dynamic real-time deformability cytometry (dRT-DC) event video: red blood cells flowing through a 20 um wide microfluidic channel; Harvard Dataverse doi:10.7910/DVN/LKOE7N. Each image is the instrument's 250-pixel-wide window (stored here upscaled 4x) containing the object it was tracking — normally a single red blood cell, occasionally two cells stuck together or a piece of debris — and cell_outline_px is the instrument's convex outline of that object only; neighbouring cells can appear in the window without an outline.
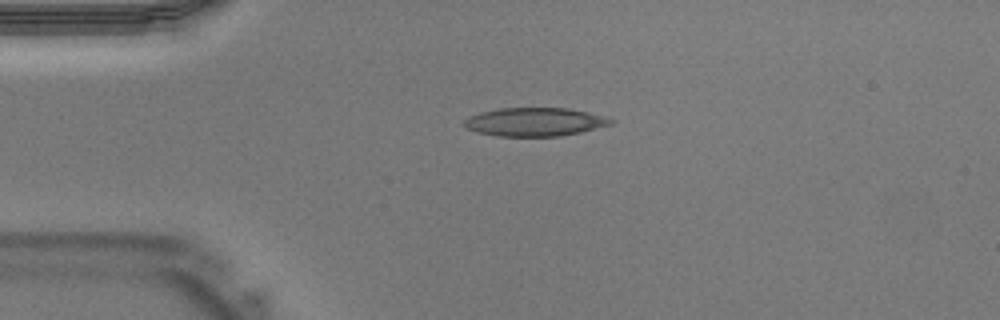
{"species": "Egyptian fruit bat (a non-hibernating species)", "species_latin": "Rousettus aegyptiacus", "temperature_condition": "warm", "stored_images_in_passage": 32, "camera_frame_rate_fps": 3000, "um_per_image_px": 0.085, "animal": {"sex": "male"}, "frame": {"image": 1, "passage_image": 1, "time_ms": 0.0, "image_size_px": [1000, 320], "cell_outline_px": [[616, 120], [612, 124], [580, 132], [560, 136], [496, 136], [476, 132], [464, 128], [460, 124], [468, 116], [480, 112], [496, 108], [568, 108], [608, 116]], "centroid_in_image_um": [45.42, 10.36], "position_along_channel_um": 39.6, "area_um2": 24.74}}
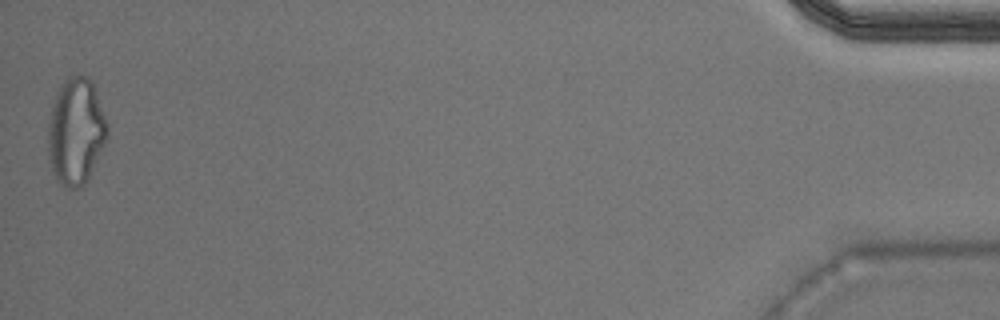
{"frame": {"image": 2, "passage_image": 32, "time_ms": 10.333, "image_size_px": [1000, 320], "cell_outline_px": [[108, 136], [84, 184], [76, 188], [64, 188], [56, 180], [52, 172], [48, 156], [48, 124], [52, 108], [56, 96], [64, 80], [68, 76], [88, 76], [92, 80], [108, 124]], "centroid_in_image_um": [6.44, 11.17], "position_along_channel_um": 428.8, "area_um2": 36.59}}